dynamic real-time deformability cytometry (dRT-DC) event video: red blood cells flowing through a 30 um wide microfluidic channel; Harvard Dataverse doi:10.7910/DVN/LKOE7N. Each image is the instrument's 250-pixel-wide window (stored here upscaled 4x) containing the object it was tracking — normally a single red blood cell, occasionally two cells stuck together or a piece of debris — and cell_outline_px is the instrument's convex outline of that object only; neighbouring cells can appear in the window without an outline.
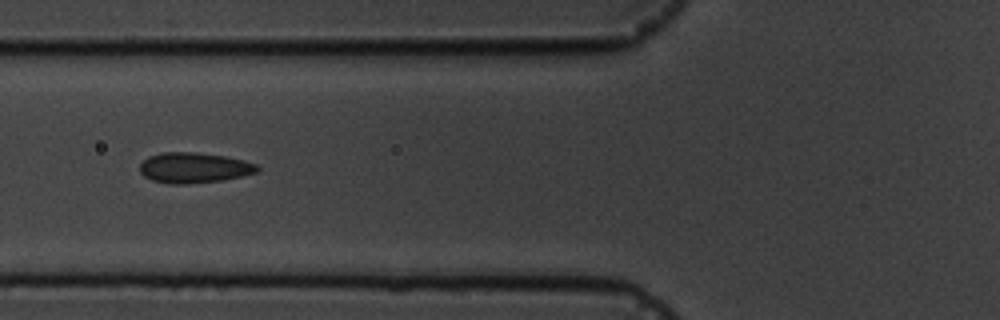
{"species": "common noctule bat (a hibernating species)", "species_latin": "Nyctalus noctula", "temperature_condition": "cold", "stored_images_in_passage": 9, "camera_frame_rate_fps": 3000, "um_per_image_px": 0.085, "animal": {"sex": "male", "body_mass_g": 19.5, "forearm_length_mm": 54.6}, "frame": {"image": 1, "passage_image": 7, "time_ms": 7.0, "image_size_px": [1000, 320], "cell_outline_px": [[260, 168], [256, 172], [224, 180], [188, 184], [168, 184], [152, 180], [144, 176], [140, 172], [140, 164], [148, 156], [160, 152], [196, 152], [224, 156], [244, 160], [256, 164]], "centroid_in_image_um": [16.46, 14.26], "position_along_channel_um": 109.3, "area_um2": 20.92}}
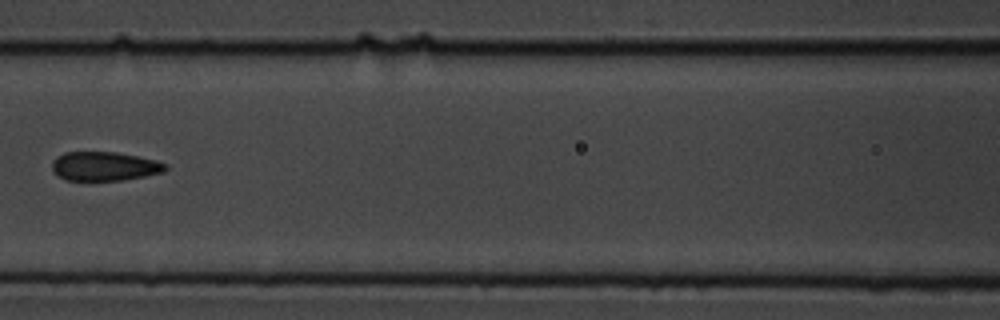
{"frame": {"image": 2, "passage_image": 8, "time_ms": 8.333, "image_size_px": [1000, 320], "cell_outline_px": [[168, 168], [164, 172], [144, 176], [120, 180], [64, 180], [56, 176], [52, 172], [52, 160], [56, 156], [64, 152], [116, 152], [156, 160], [168, 164]], "centroid_in_image_um": [8.84, 14.13], "position_along_channel_um": 157.8, "area_um2": 19.36}}
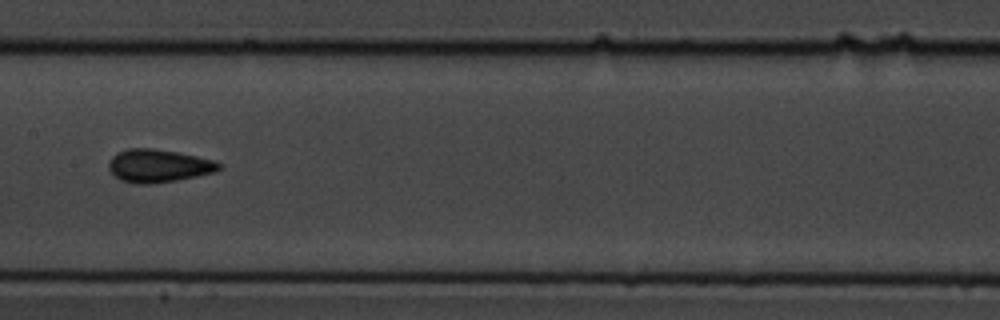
{"frame": {"image": 3, "passage_image": 9, "time_ms": 9.333, "image_size_px": [1000, 320], "cell_outline_px": [[224, 168], [216, 172], [176, 180], [148, 184], [136, 184], [120, 180], [108, 168], [108, 164], [112, 156], [128, 148], [152, 148], [176, 152], [216, 160]], "centroid_in_image_um": [13.5, 14.09], "position_along_channel_um": 193.9, "area_um2": 21.15}}